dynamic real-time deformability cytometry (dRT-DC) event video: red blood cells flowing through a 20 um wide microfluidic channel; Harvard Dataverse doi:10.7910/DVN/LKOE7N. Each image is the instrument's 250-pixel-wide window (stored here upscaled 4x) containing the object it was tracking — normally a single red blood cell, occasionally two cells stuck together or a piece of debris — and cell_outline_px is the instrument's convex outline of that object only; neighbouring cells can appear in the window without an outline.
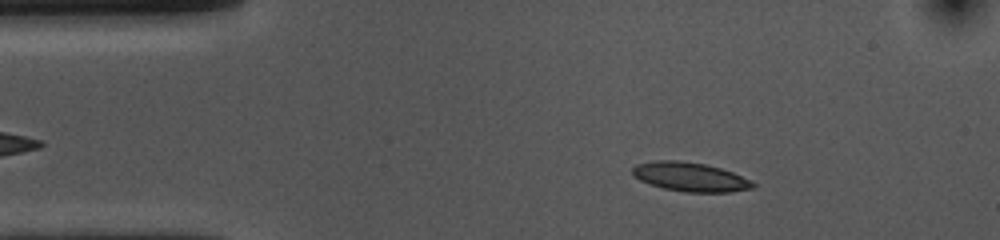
{"species": "common noctule bat (a hibernating species)", "species_latin": "Nyctalus noctula", "temperature_condition": "cold", "stored_images_in_passage": 53, "camera_frame_rate_fps": 3000, "um_per_image_px": 0.085, "animal": {"sex": "female", "body_mass_g": 10.0, "forearm_length_mm": 53.1}, "frame": {"image": 1, "passage_image": 8, "time_ms": 2.333, "image_size_px": [1000, 240], "cell_outline_px": [[756, 184], [752, 188], [728, 192], [684, 192], [664, 188], [640, 180], [632, 172], [632, 168], [636, 164], [656, 160], [676, 160], [704, 164], [720, 168], [732, 172], [752, 180]], "centroid_in_image_um": [58.68, 15.03], "position_along_channel_um": 26.3, "area_um2": 20.17}}
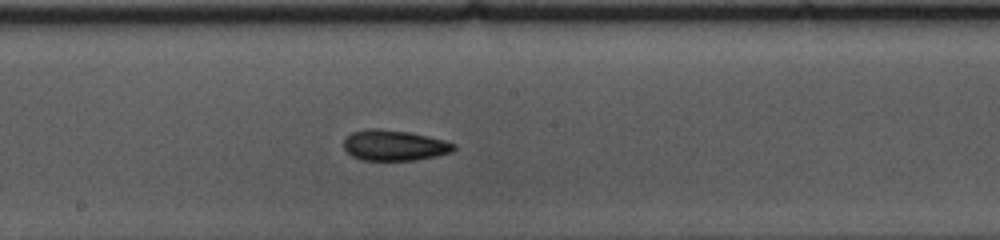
{"frame": {"image": 2, "passage_image": 27, "time_ms": 8.667, "image_size_px": [1000, 240], "cell_outline_px": [[456, 148], [452, 152], [436, 156], [416, 160], [360, 160], [352, 156], [344, 148], [344, 140], [352, 132], [368, 128], [376, 128], [408, 132], [428, 136], [444, 140], [456, 144]], "centroid_in_image_um": [33.52, 12.36], "position_along_channel_um": 214.7, "area_um2": 19.65}}
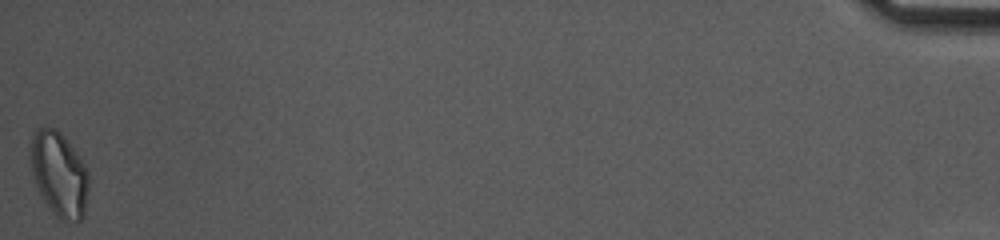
{"frame": {"image": 3, "passage_image": 53, "time_ms": 17.333, "image_size_px": [1000, 240], "cell_outline_px": [[88, 192], [84, 216], [76, 224], [60, 220], [56, 216], [44, 200], [36, 184], [32, 172], [32, 132], [36, 128], [44, 124], [56, 128], [64, 136], [84, 164], [88, 172]], "centroid_in_image_um": [5.05, 14.8], "position_along_channel_um": 430.2, "area_um2": 28.73}, "authors_computed_cell_mechanics": {"area_um2": 19.8832, "velocity_mm_per_s": 3.687, "shape_relaxation_time_tau1_ms": 2.881, "shape_relaxation_time_tau2_ms": 2.8285, "deformation_change_tau1": 0.1203, "deformation_change_tau2": 0.0896}}